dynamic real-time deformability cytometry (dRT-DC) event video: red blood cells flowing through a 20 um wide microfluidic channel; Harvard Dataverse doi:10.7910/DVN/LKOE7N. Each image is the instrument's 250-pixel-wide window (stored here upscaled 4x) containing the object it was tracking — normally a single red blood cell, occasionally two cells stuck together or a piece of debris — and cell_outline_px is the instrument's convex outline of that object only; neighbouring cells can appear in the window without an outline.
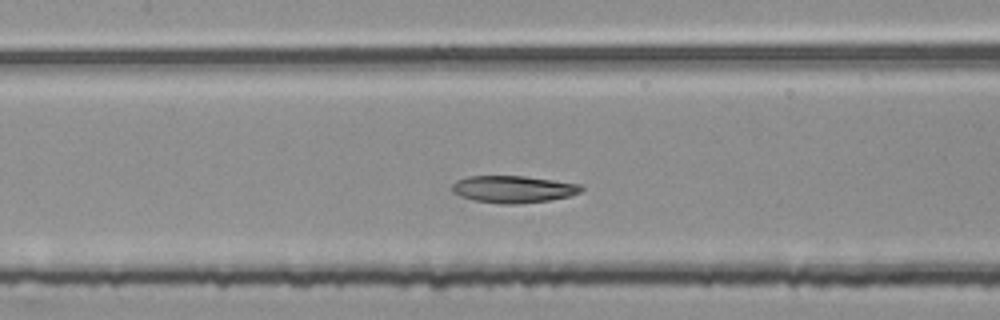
{"species": "common noctule bat (a hibernating species)", "species_latin": "Nyctalus noctula", "temperature_condition": "room temperature", "stored_images_in_passage": 34, "camera_frame_rate_fps": 3000, "um_per_image_px": 0.085, "animal": {"sex": "female", "body_mass_g": 25.1}, "frame": {"image": 1, "passage_image": 8, "time_ms": 2.333, "image_size_px": [1000, 320], "cell_outline_px": [[584, 188], [580, 192], [568, 196], [548, 200], [516, 204], [500, 204], [476, 200], [460, 196], [452, 192], [452, 184], [456, 180], [468, 176], [524, 176], [580, 184]], "centroid_in_image_um": [43.59, 16.07], "position_along_channel_um": 163.8, "area_um2": 20.23}}
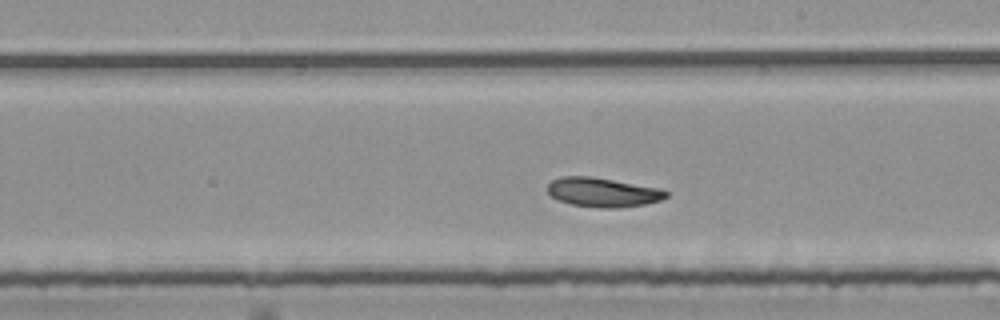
{"frame": {"image": 2, "passage_image": 14, "time_ms": 4.333, "image_size_px": [1000, 320], "cell_outline_px": [[668, 196], [660, 200], [644, 204], [620, 208], [600, 208], [572, 204], [560, 200], [552, 196], [548, 192], [548, 184], [552, 180], [560, 176], [588, 176], [660, 188], [668, 192]], "centroid_in_image_um": [51.24, 16.34], "position_along_channel_um": 237.8, "area_um2": 20.0}}
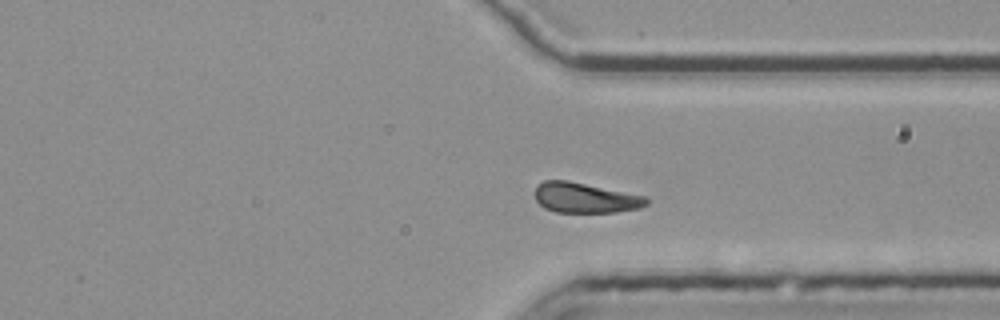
{"frame": {"image": 3, "passage_image": 24, "time_ms": 7.667, "image_size_px": [1000, 320], "cell_outline_px": [[648, 204], [640, 208], [616, 212], [556, 212], [544, 208], [536, 200], [536, 184], [544, 180], [568, 180], [648, 196]], "centroid_in_image_um": [49.76, 16.8], "position_along_channel_um": 361.6, "area_um2": 19.83}}